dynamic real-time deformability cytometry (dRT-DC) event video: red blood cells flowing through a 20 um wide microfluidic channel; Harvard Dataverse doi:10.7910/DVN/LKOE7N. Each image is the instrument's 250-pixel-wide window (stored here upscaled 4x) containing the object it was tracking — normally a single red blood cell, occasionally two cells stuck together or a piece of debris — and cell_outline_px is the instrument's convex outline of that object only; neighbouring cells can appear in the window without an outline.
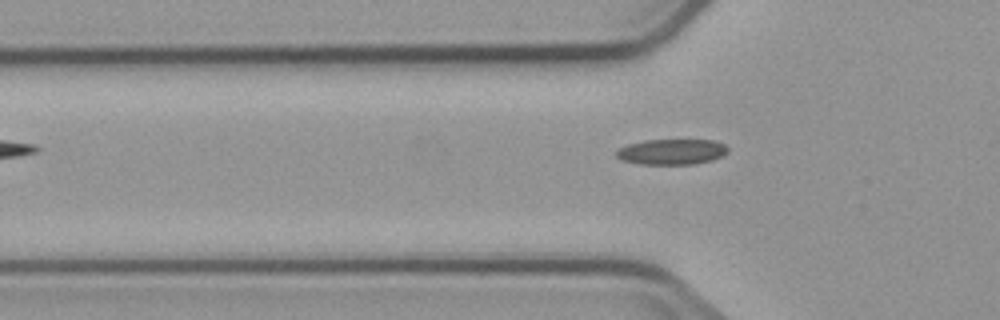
{"species": "common noctule bat (a hibernating species)", "species_latin": "Nyctalus noctula", "temperature_condition": "cold", "stored_images_in_passage": 7, "camera_frame_rate_fps": 3000, "um_per_image_px": 0.085, "animal": {"sex": "male", "body_mass_g": 23.1, "forearm_length_mm": 52.7}, "frame": {"image": 1, "passage_image": 7, "time_ms": 7.0, "image_size_px": [1000, 320], "cell_outline_px": [[728, 152], [712, 160], [692, 164], [640, 164], [624, 160], [616, 156], [616, 152], [620, 148], [628, 144], [644, 140], [716, 140], [724, 144], [728, 148]], "centroid_in_image_um": [57.12, 12.89], "position_along_channel_um": 68.7, "area_um2": 16.47}}